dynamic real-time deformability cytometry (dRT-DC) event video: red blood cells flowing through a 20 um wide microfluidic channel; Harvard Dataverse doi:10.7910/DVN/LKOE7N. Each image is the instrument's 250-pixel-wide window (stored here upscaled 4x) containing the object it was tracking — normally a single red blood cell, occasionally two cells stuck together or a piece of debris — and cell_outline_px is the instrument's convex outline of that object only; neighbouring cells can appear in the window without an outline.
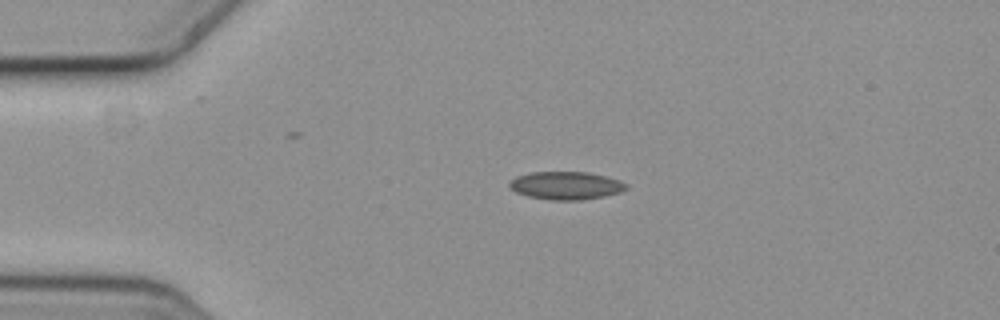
{"species": "common noctule bat (a hibernating species)", "species_latin": "Nyctalus noctula", "temperature_condition": "cold", "stored_images_in_passage": 3, "camera_frame_rate_fps": 3000, "um_per_image_px": 0.085, "animal": {"sex": "female", "body_mass_g": 19.3, "forearm_length_mm": 54.1}, "frame": {"image": 1, "passage_image": 3, "time_ms": 0.667, "image_size_px": [1000, 320], "cell_outline_px": [[628, 188], [620, 192], [604, 196], [580, 200], [552, 200], [528, 196], [516, 192], [508, 184], [516, 176], [532, 172], [588, 172], [620, 180], [628, 184]], "centroid_in_image_um": [48.13, 15.77], "position_along_channel_um": 36.9, "area_um2": 18.9}}